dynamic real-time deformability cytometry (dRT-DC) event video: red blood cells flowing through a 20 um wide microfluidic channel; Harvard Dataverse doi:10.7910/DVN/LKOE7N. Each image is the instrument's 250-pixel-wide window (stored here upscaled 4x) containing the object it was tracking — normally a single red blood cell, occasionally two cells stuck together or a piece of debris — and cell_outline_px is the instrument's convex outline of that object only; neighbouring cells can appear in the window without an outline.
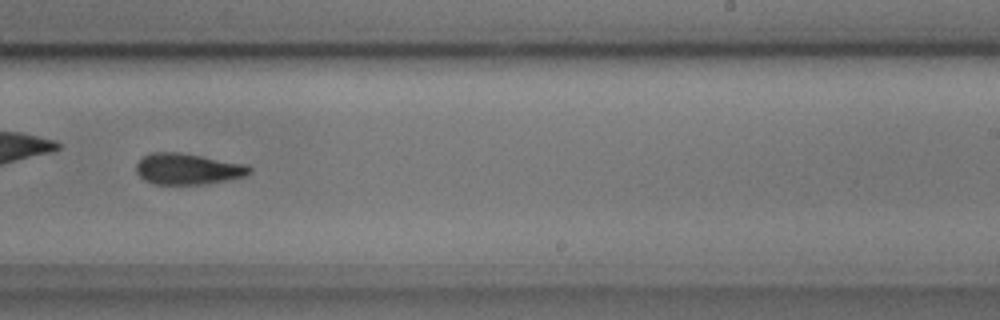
{"species": "common noctule bat (a hibernating species)", "species_latin": "Nyctalus noctula", "temperature_condition": "cold", "stored_images_in_passage": 51, "camera_frame_rate_fps": 3000, "um_per_image_px": 0.085, "animal": {"sex": "male", "body_mass_g": 17.9, "forearm_length_mm": 54.2}, "frame": {"image": 1, "passage_image": 30, "time_ms": 9.667, "image_size_px": [1000, 320], "cell_outline_px": [[252, 172], [244, 176], [224, 180], [200, 184], [156, 184], [144, 180], [136, 172], [136, 164], [144, 156], [152, 152], [180, 152], [248, 164], [252, 168]], "centroid_in_image_um": [15.97, 14.34], "position_along_channel_um": 273.0, "area_um2": 20.46}}
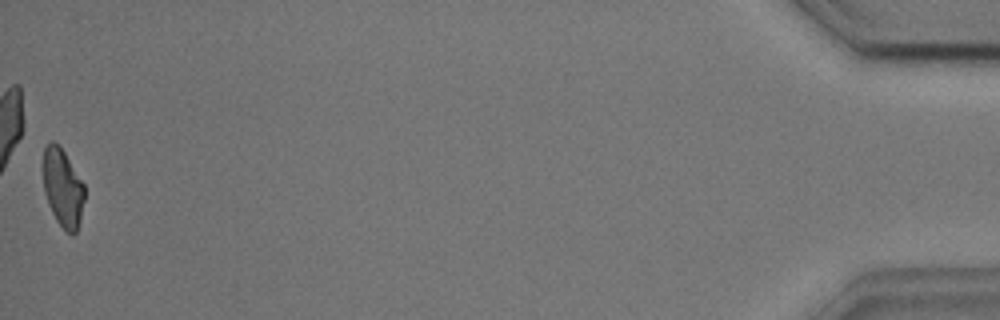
{"frame": {"image": 2, "passage_image": 51, "time_ms": 16.667, "image_size_px": [1000, 320], "cell_outline_px": [[84, 200], [80, 220], [76, 232], [72, 236], [56, 220], [48, 204], [44, 192], [44, 148], [52, 140], [64, 152], [84, 184]], "centroid_in_image_um": [5.34, 16.0], "position_along_channel_um": 429.9, "area_um2": 18.44}, "authors_computed_cell_mechanics": {"area_um2": 20.808, "velocity_mm_per_s": 3.6266, "shape_relaxation_time_tau1_ms": 4.1574, "shape_relaxation_time_tau2_ms": 4.1351, "deformation_change_tau1": 0.1187, "deformation_change_tau2": 0.1121}}